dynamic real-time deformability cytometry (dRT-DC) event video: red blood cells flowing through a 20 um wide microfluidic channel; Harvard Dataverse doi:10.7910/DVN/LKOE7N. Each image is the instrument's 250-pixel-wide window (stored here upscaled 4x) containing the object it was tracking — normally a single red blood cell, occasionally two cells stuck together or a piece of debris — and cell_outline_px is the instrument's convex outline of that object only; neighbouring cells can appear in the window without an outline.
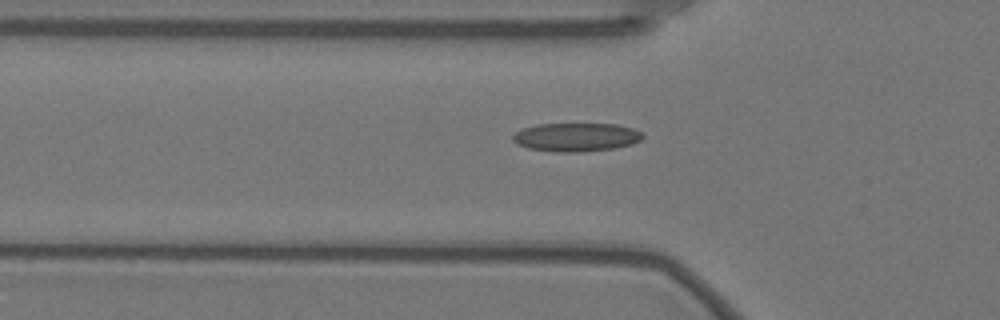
{"species": "Egyptian fruit bat (a non-hibernating species)", "species_latin": "Rousettus aegyptiacus", "temperature_condition": "warm", "stored_images_in_passage": 50, "camera_frame_rate_fps": 3000, "um_per_image_px": 0.085, "animal": {"sex": "female"}, "frame": {"image": 1, "passage_image": 19, "time_ms": 6.0, "image_size_px": [1000, 320], "cell_outline_px": [[644, 136], [640, 140], [632, 144], [616, 148], [576, 152], [556, 152], [528, 148], [516, 144], [512, 140], [512, 136], [520, 128], [536, 124], [616, 124], [632, 128], [640, 132]], "centroid_in_image_um": [48.93, 11.65], "position_along_channel_um": 76.9, "area_um2": 21.68}}
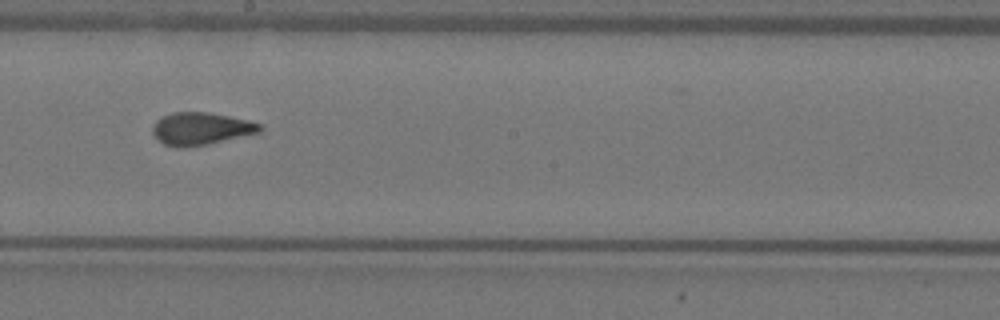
{"frame": {"image": 2, "passage_image": 32, "time_ms": 10.333, "image_size_px": [1000, 320], "cell_outline_px": [[260, 132], [208, 144], [184, 148], [176, 148], [164, 144], [152, 132], [152, 128], [156, 120], [172, 112], [208, 112], [248, 120], [260, 124]], "centroid_in_image_um": [17.05, 10.94], "position_along_channel_um": 231.2, "area_um2": 20.11}}
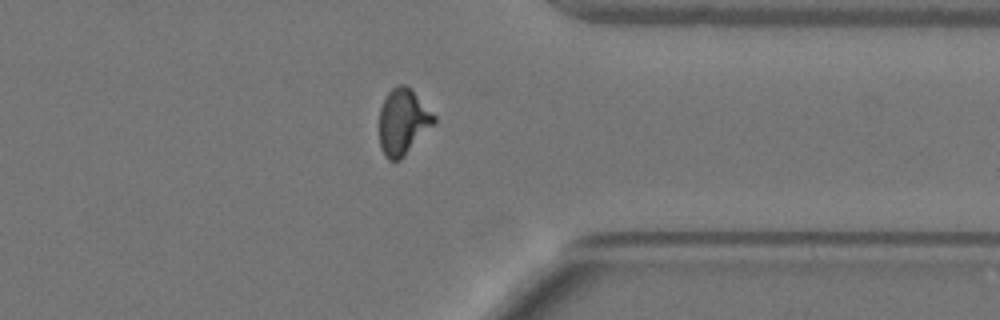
{"frame": {"image": 3, "passage_image": 45, "time_ms": 14.667, "image_size_px": [1000, 320], "cell_outline_px": [[436, 120], [404, 156], [400, 160], [388, 160], [384, 156], [380, 148], [380, 108], [388, 92], [392, 88], [400, 84], [404, 84], [436, 116]], "centroid_in_image_um": [34.21, 10.38], "position_along_channel_um": 377.2, "area_um2": 20.4}}